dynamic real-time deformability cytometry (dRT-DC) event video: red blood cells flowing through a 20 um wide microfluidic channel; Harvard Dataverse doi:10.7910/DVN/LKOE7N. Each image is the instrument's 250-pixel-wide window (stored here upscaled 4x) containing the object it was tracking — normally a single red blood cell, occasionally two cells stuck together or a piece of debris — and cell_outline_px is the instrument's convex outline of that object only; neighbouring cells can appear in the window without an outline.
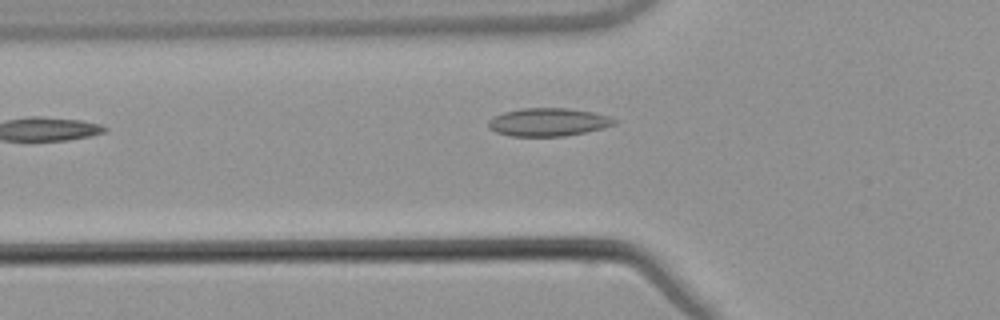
{"species": "common noctule bat (a hibernating species)", "species_latin": "Nyctalus noctula", "temperature_condition": "warm", "stored_images_in_passage": 24, "camera_frame_rate_fps": 3000, "um_per_image_px": 0.085, "animal": {"sex": "male", "body_mass_g": 21.5, "forearm_length_mm": 52.0}, "frame": {"image": 1, "passage_image": 4, "time_ms": 1.0, "image_size_px": [1000, 320], "cell_outline_px": [[616, 124], [604, 128], [564, 136], [512, 136], [496, 132], [488, 128], [488, 120], [504, 112], [520, 108], [568, 108], [592, 112], [608, 116], [616, 120]], "centroid_in_image_um": [46.59, 10.38], "position_along_channel_um": 79.2, "area_um2": 20.52}}